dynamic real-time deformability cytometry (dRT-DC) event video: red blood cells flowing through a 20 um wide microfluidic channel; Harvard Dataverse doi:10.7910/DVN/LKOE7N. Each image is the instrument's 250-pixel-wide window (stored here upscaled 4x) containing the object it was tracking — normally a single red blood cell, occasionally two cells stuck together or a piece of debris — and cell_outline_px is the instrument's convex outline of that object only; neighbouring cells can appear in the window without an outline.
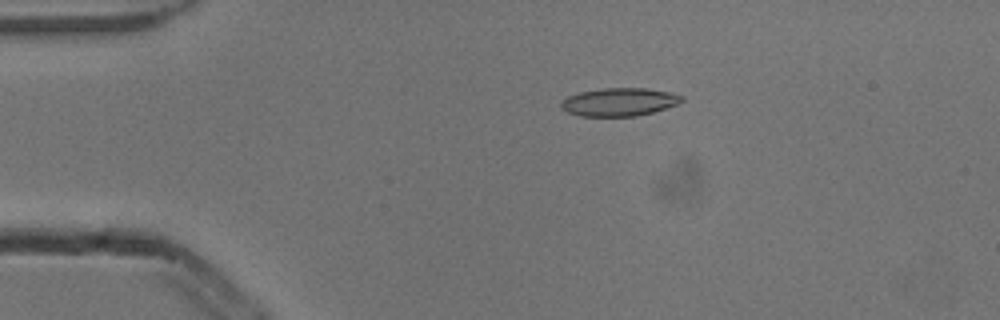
{"species": "common noctule bat (a hibernating species)", "species_latin": "Nyctalus noctula", "temperature_condition": "cold", "stored_images_in_passage": 3, "camera_frame_rate_fps": 3000, "um_per_image_px": 0.085, "animal": {"sex": "male", "body_mass_g": 13.3}, "frame": {"image": 1, "passage_image": 1, "time_ms": 0.0, "image_size_px": [1000, 320], "cell_outline_px": [[684, 100], [676, 104], [652, 112], [636, 116], [580, 116], [568, 112], [560, 108], [560, 100], [568, 96], [580, 92], [600, 88], [648, 88], [668, 92], [684, 96]], "centroid_in_image_um": [52.59, 8.66], "position_along_channel_um": 32.4, "area_um2": 19.77}}
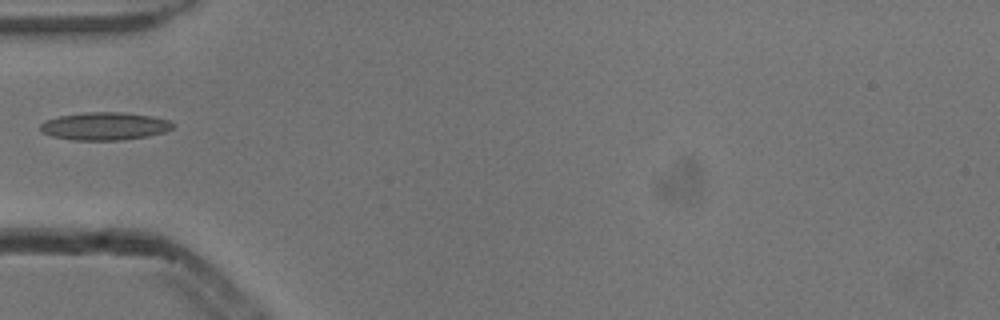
{"frame": {"image": 2, "passage_image": 3, "time_ms": 0.667, "image_size_px": [1000, 320], "cell_outline_px": [[176, 124], [172, 128], [164, 132], [148, 136], [120, 140], [72, 140], [52, 136], [44, 132], [40, 128], [40, 124], [44, 120], [60, 116], [84, 112], [124, 112], [152, 116], [168, 120]], "centroid_in_image_um": [8.91, 10.72], "position_along_channel_um": 76.1, "area_um2": 21.5}}